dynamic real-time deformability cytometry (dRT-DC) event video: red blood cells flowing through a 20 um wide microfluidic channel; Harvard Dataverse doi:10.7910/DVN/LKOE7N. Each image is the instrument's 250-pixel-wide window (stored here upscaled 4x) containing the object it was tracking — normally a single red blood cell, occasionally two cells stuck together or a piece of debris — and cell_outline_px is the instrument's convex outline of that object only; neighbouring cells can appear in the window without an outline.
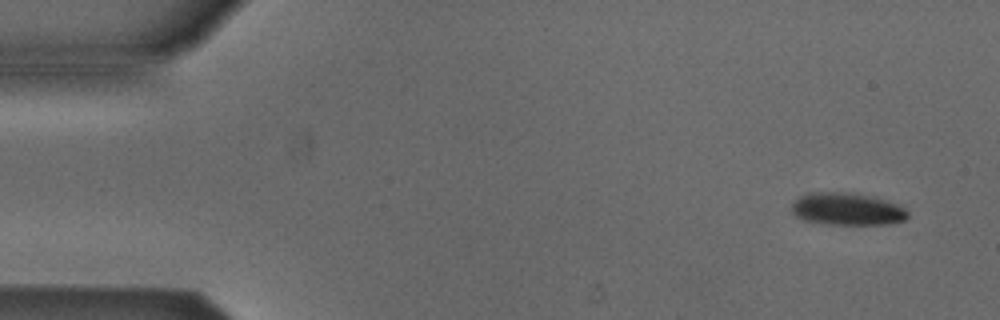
{"species": "Egyptian fruit bat (a non-hibernating species)", "species_latin": "Rousettus aegyptiacus", "temperature_condition": "cold", "stored_images_in_passage": 5, "camera_frame_rate_fps": 3000, "um_per_image_px": 0.085, "animal": {"sex": "male"}, "frame": {"image": 1, "passage_image": 1, "time_ms": 0.0, "image_size_px": [1000, 320], "cell_outline_px": [[908, 216], [904, 220], [888, 224], [832, 224], [804, 220], [796, 216], [792, 212], [792, 204], [800, 196], [812, 192], [844, 192], [876, 196], [900, 204], [908, 212]], "centroid_in_image_um": [72.05, 17.75], "position_along_channel_um": 13.0, "area_um2": 21.96}}
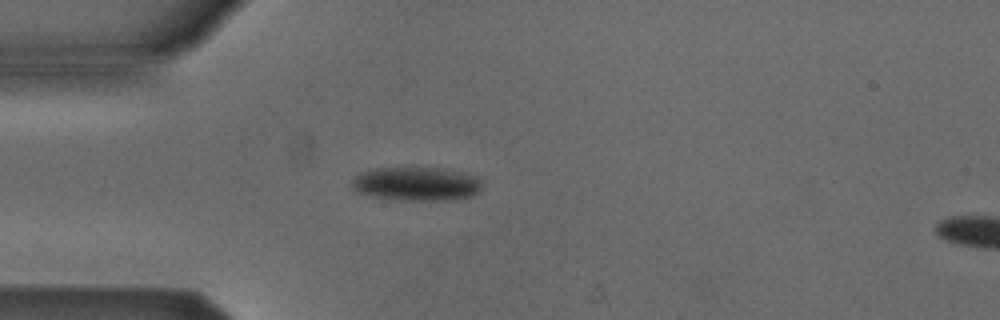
{"frame": {"image": 2, "passage_image": 4, "time_ms": 3.667, "image_size_px": [1000, 320], "cell_outline_px": [[480, 192], [472, 196], [448, 200], [404, 200], [372, 196], [356, 192], [352, 188], [352, 180], [356, 176], [372, 168], [412, 164], [416, 164], [460, 172], [476, 176], [480, 180]], "centroid_in_image_um": [35.36, 15.58], "position_along_channel_um": 49.6, "area_um2": 26.41}}